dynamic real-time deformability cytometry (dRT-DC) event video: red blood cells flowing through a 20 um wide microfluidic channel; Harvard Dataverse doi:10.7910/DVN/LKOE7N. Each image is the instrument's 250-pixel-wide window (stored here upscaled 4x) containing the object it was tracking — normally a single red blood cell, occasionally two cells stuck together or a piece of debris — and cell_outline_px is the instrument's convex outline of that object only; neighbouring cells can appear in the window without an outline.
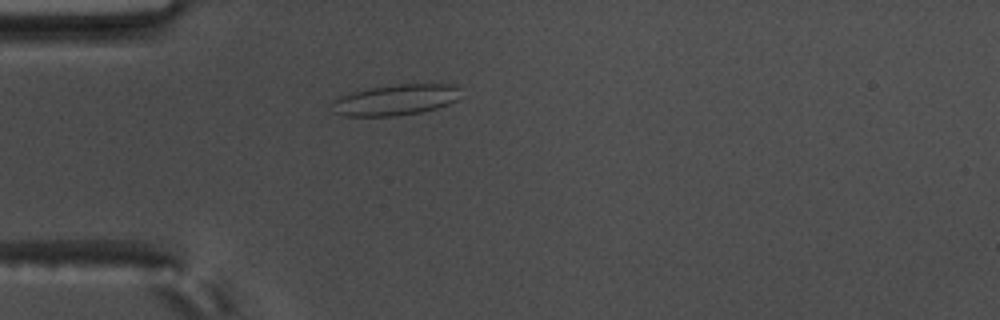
{"species": "common noctule bat (a hibernating species)", "species_latin": "Nyctalus noctula", "temperature_condition": "warm", "stored_images_in_passage": 55, "camera_frame_rate_fps": 3000, "um_per_image_px": 0.085, "animal": {"sex": "male", "body_mass_g": 17.5, "forearm_length_mm": 52.3}, "frame": {"image": 1, "passage_image": 14, "time_ms": 4.333, "image_size_px": [1000, 320], "cell_outline_px": [[460, 88], [456, 100], [448, 104], [436, 108], [420, 112], [392, 116], [344, 116], [332, 112], [332, 100], [340, 96], [372, 88], [396, 84], [456, 84]], "centroid_in_image_um": [33.61, 8.49], "position_along_channel_um": 51.4, "area_um2": 22.95}}
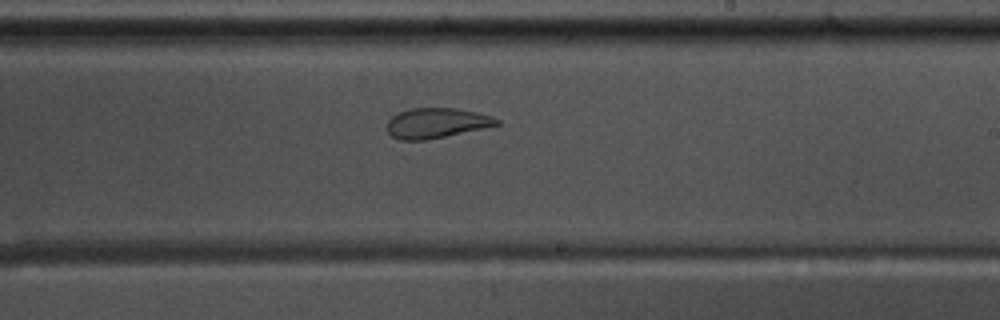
{"frame": {"image": 2, "passage_image": 32, "time_ms": 10.333, "image_size_px": [1000, 320], "cell_outline_px": [[500, 124], [444, 136], [424, 140], [400, 140], [392, 136], [388, 132], [388, 120], [396, 112], [408, 108], [452, 108], [476, 112], [492, 116], [500, 120]], "centroid_in_image_um": [37.05, 10.44], "position_along_channel_um": 251.9, "area_um2": 19.02}}
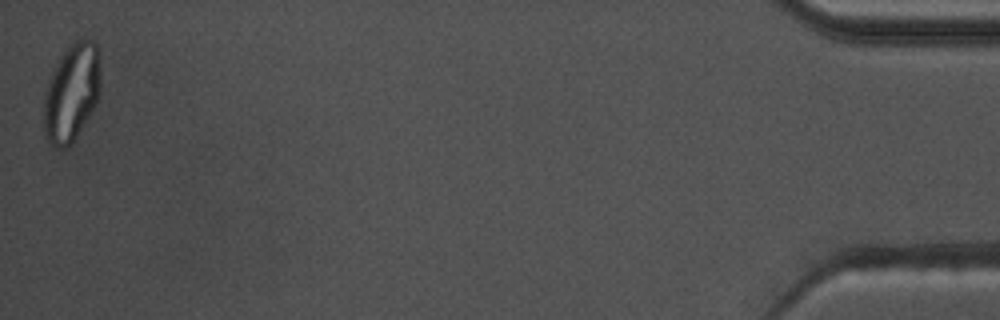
{"frame": {"image": 3, "passage_image": 55, "time_ms": 18.0, "image_size_px": [1000, 320], "cell_outline_px": [[100, 96], [96, 104], [72, 144], [64, 148], [56, 148], [48, 144], [44, 136], [44, 96], [52, 72], [60, 56], [72, 40], [92, 40], [96, 44], [100, 52]], "centroid_in_image_um": [6.1, 7.88], "position_along_channel_um": 429.1, "area_um2": 32.77}, "authors_computed_cell_mechanics": {"area_um2": 23.6402, "velocity_mm_per_s": 3.5301, "shape_relaxation_time_tau1_ms": null, "shape_relaxation_time_tau2_ms": 1.4307, "deformation_change_tau1": null, "deformation_change_tau2": 0.0821}}